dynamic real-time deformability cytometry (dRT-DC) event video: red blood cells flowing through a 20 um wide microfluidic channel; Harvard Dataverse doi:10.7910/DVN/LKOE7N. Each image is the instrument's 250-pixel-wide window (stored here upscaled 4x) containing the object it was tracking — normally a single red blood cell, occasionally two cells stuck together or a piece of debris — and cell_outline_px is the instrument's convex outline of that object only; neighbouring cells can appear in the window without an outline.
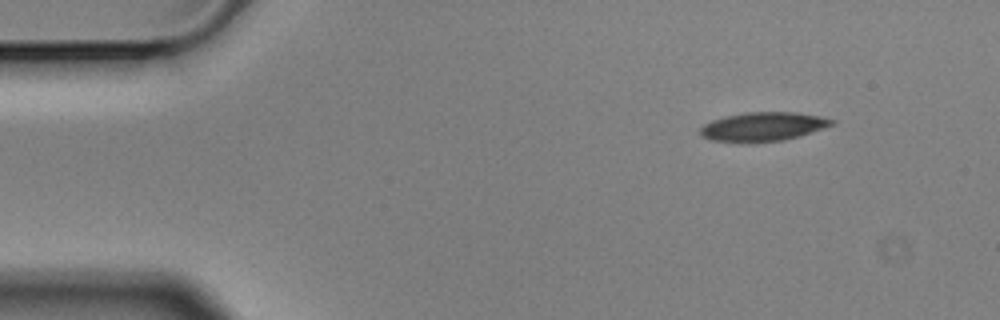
{"species": "Egyptian fruit bat (a non-hibernating species)", "species_latin": "Rousettus aegyptiacus", "temperature_condition": "cold", "stored_images_in_passage": 10, "camera_frame_rate_fps": 3000, "um_per_image_px": 0.085, "animal": {"sex": "male"}, "frame": {"image": 1, "passage_image": 1, "time_ms": 0.0, "image_size_px": [1000, 320], "cell_outline_px": [[836, 120], [832, 124], [824, 128], [796, 136], [780, 140], [748, 144], [712, 140], [700, 136], [700, 128], [704, 124], [712, 120], [728, 116], [748, 112], [796, 112]], "centroid_in_image_um": [64.79, 10.78], "position_along_channel_um": 20.2, "area_um2": 22.02}}
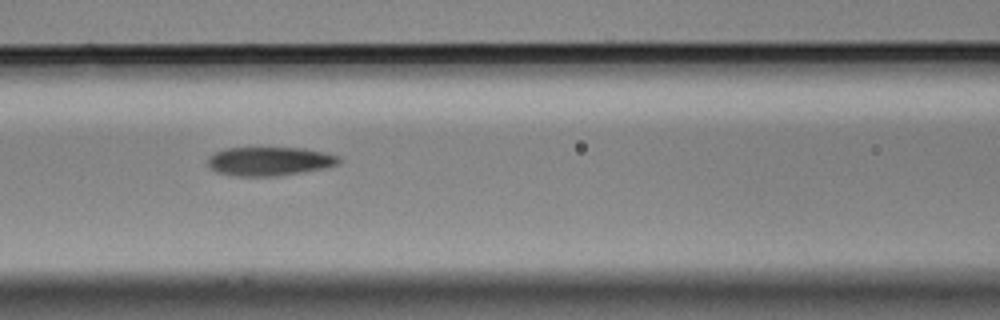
{"frame": {"image": 2, "passage_image": 6, "time_ms": 1.667, "image_size_px": [1000, 320], "cell_outline_px": [[340, 160], [336, 164], [324, 168], [280, 176], [236, 176], [216, 172], [208, 164], [208, 160], [216, 152], [228, 148], [304, 148], [324, 152], [340, 156]], "centroid_in_image_um": [22.94, 13.71], "position_along_channel_um": 143.7, "area_um2": 21.79}}
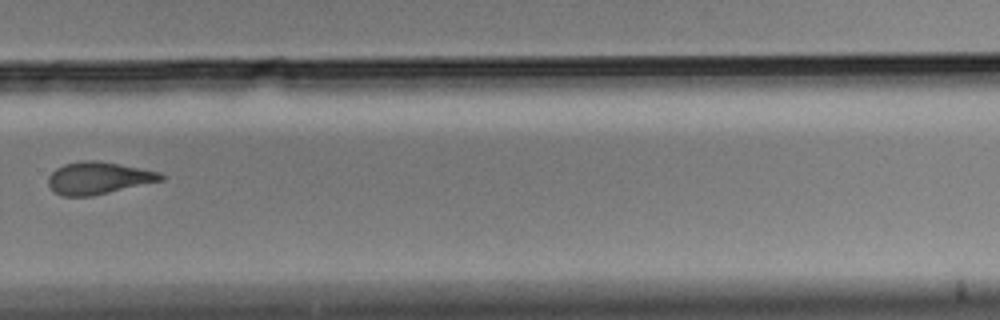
{"frame": {"image": 3, "passage_image": 10, "time_ms": 3.0, "image_size_px": [1000, 320], "cell_outline_px": [[164, 180], [92, 196], [64, 196], [56, 192], [48, 184], [48, 176], [56, 168], [64, 164], [80, 160], [96, 160], [120, 164], [160, 172], [164, 176]], "centroid_in_image_um": [8.37, 15.12], "position_along_channel_um": 321.4, "area_um2": 21.1}}